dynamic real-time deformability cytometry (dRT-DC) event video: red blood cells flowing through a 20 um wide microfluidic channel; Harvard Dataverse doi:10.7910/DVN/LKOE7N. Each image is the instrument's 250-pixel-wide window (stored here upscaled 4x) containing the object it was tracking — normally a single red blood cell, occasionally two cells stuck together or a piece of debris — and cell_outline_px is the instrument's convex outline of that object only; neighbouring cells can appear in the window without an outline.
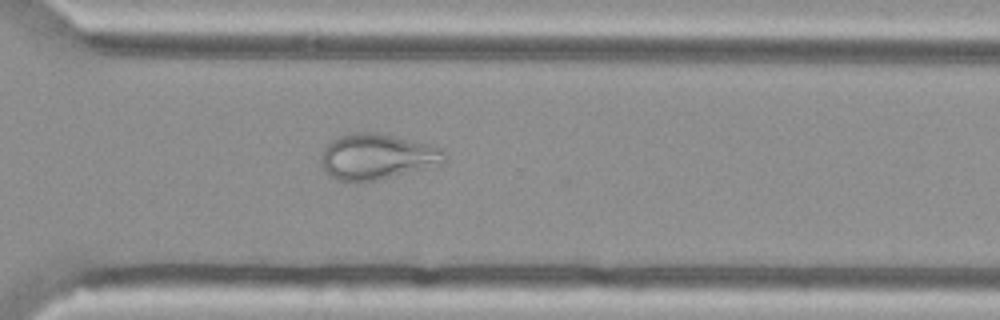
{"species": "Egyptian fruit bat (a non-hibernating species)", "species_latin": "Rousettus aegyptiacus", "temperature_condition": "cold", "stored_images_in_passage": 49, "camera_frame_rate_fps": 3000, "um_per_image_px": 0.085, "animal": {"sex": "female"}, "frame": {"image": 1, "passage_image": 34, "time_ms": 11.0, "image_size_px": [1000, 320], "cell_outline_px": [[444, 160], [440, 164], [360, 184], [336, 180], [324, 168], [324, 148], [332, 140], [340, 136], [352, 132], [368, 132], [392, 136], [432, 144], [440, 148], [444, 152]], "centroid_in_image_um": [32.04, 13.33], "position_along_channel_um": 338.6, "area_um2": 32.25}}
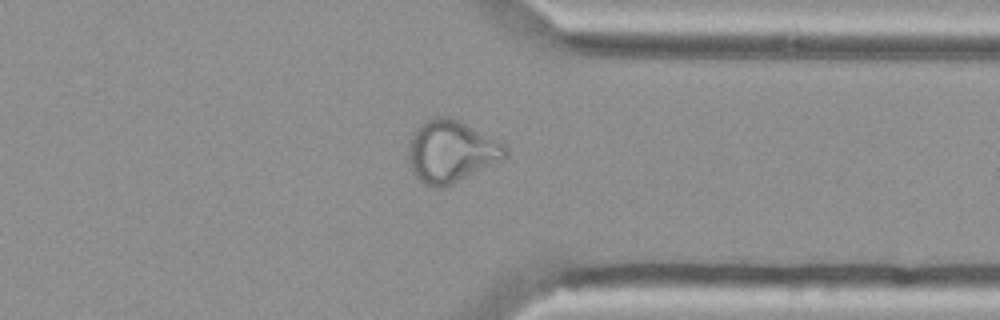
{"frame": {"image": 2, "passage_image": 37, "time_ms": 12.0, "image_size_px": [1000, 320], "cell_outline_px": [[508, 156], [504, 160], [444, 188], [436, 188], [424, 184], [412, 172], [408, 160], [408, 148], [412, 136], [416, 128], [424, 120], [436, 116], [452, 116], [508, 144]], "centroid_in_image_um": [38.4, 12.86], "position_along_channel_um": 373.0, "area_um2": 35.89}}
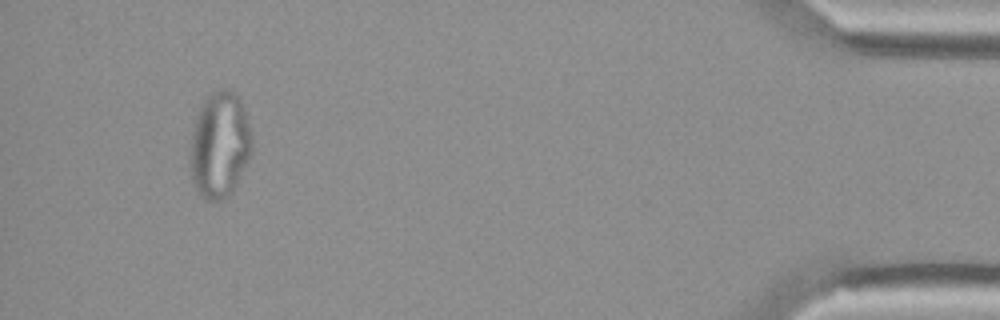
{"frame": {"image": 3, "passage_image": 46, "time_ms": 15.0, "image_size_px": [1000, 320], "cell_outline_px": [[252, 156], [232, 192], [228, 196], [220, 200], [204, 200], [196, 188], [192, 180], [188, 160], [188, 156], [192, 132], [200, 108], [204, 100], [212, 92], [220, 88], [232, 88], [240, 96], [244, 108], [252, 136]], "centroid_in_image_um": [18.68, 12.31], "position_along_channel_um": 416.5, "area_um2": 38.96}}